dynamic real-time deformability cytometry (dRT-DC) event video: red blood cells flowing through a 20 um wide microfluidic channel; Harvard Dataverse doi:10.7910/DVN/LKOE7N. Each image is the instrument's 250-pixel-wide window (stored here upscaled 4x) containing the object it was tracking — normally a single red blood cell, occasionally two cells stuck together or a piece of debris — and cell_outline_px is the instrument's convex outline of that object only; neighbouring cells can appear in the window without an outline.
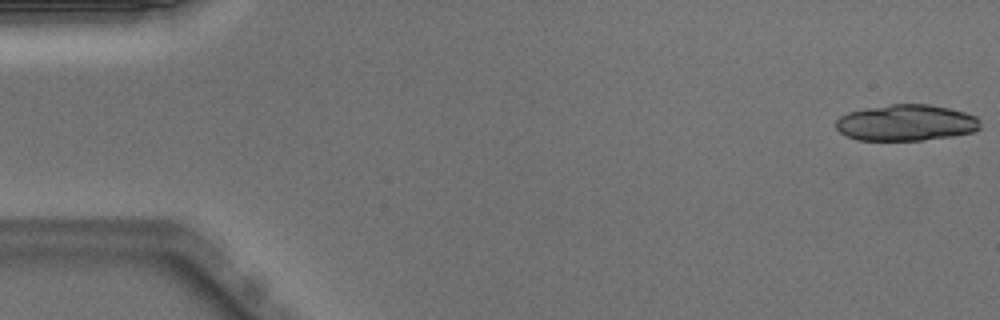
{"species": "Egyptian fruit bat (a non-hibernating species)", "species_latin": "Rousettus aegyptiacus", "temperature_condition": "warm", "stored_images_in_passage": 18, "camera_frame_rate_fps": 3000, "um_per_image_px": 0.085, "animal": {"sex": "male"}, "frame": {"image": 1, "passage_image": 1, "time_ms": 0.0, "image_size_px": [1000, 320], "cell_outline_px": [[980, 128], [972, 132], [952, 136], [920, 140], [856, 140], [840, 132], [836, 128], [836, 120], [840, 116], [848, 112], [864, 108], [892, 104], [928, 104], [948, 108], [964, 112], [976, 116], [980, 120]], "centroid_in_image_um": [77.0, 10.43], "position_along_channel_um": 8.0, "area_um2": 30.46}}
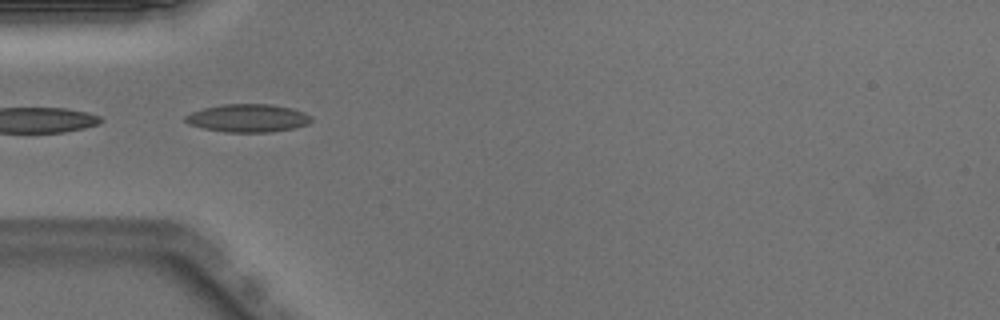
{"frame": {"image": 2, "passage_image": 16, "time_ms": 5.0, "image_size_px": [1000, 320], "cell_outline_px": [[312, 120], [308, 124], [296, 128], [272, 132], [224, 132], [204, 128], [188, 124], [184, 120], [184, 116], [192, 112], [204, 108], [224, 104], [272, 104], [292, 108], [304, 112], [312, 116]], "centroid_in_image_um": [21.1, 10.04], "position_along_channel_um": 63.9, "area_um2": 20.69}}